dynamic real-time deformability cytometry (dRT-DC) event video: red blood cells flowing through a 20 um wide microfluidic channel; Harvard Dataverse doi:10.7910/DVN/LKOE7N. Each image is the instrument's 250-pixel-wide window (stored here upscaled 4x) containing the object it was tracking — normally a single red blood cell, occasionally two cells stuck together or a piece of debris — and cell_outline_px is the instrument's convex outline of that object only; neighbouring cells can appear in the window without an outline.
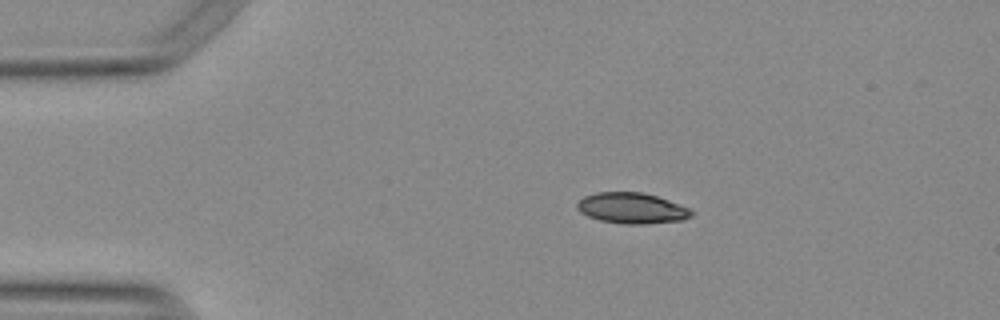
{"species": "Egyptian fruit bat (a non-hibernating species)", "species_latin": "Rousettus aegyptiacus", "temperature_condition": "warm", "stored_images_in_passage": 44, "camera_frame_rate_fps": 3000, "um_per_image_px": 0.085, "animal": {"sex": "female"}, "frame": {"image": 1, "passage_image": 1, "time_ms": 0.0, "image_size_px": [1000, 320], "cell_outline_px": [[692, 216], [680, 220], [644, 224], [624, 224], [600, 220], [588, 216], [580, 212], [576, 208], [576, 204], [584, 196], [596, 192], [644, 192], [668, 200], [688, 208], [692, 212]], "centroid_in_image_um": [53.66, 17.69], "position_along_channel_um": 31.3, "area_um2": 20.35}}
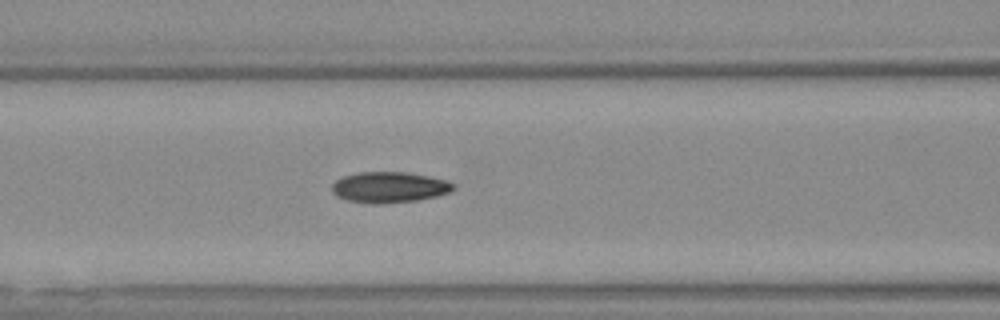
{"frame": {"image": 2, "passage_image": 13, "time_ms": 4.0, "image_size_px": [1000, 320], "cell_outline_px": [[456, 188], [452, 192], [436, 196], [416, 200], [376, 204], [372, 204], [348, 200], [332, 192], [332, 184], [336, 180], [344, 176], [356, 172], [404, 172], [428, 176], [444, 180], [452, 184]], "centroid_in_image_um": [33.09, 15.91], "position_along_channel_um": 133.5, "area_um2": 21.56}}
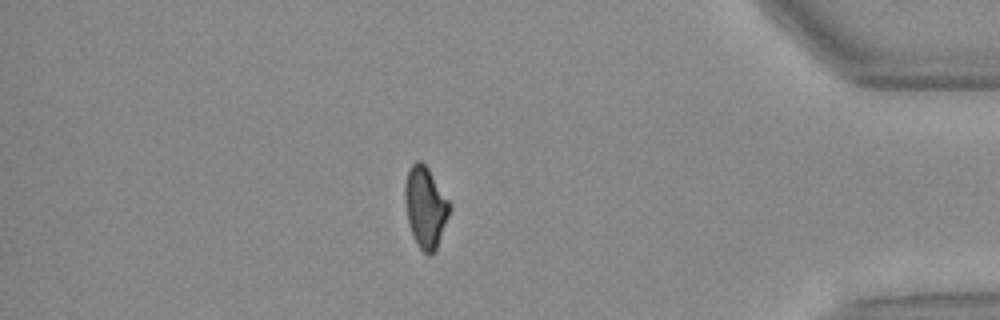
{"frame": {"image": 3, "passage_image": 37, "time_ms": 12.0, "image_size_px": [1000, 320], "cell_outline_px": [[448, 216], [436, 248], [428, 256], [420, 248], [412, 236], [408, 220], [404, 196], [404, 188], [408, 172], [412, 164], [416, 160], [420, 160], [428, 168], [448, 200]], "centroid_in_image_um": [36.13, 17.59], "position_along_channel_um": 399.1, "area_um2": 20.4}, "authors_computed_cell_mechanics": {"area_um2": 21.0103, "velocity_mm_per_s": 3.8031, "shape_relaxation_time_tau1_ms": 4.5325, "shape_relaxation_time_tau2_ms": 2.2288, "deformation_change_tau1": 0.145, "deformation_change_tau2": 0.0712}}